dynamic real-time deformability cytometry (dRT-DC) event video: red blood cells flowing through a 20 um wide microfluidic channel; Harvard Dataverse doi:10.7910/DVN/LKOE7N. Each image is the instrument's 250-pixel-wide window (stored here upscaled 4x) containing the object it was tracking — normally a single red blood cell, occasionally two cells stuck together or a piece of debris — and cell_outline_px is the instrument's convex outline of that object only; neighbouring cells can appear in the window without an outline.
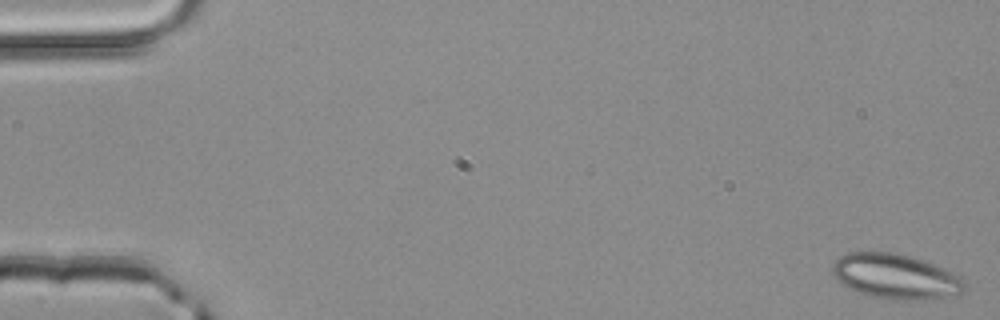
{"species": "common noctule bat (a hibernating species)", "species_latin": "Nyctalus noctula", "temperature_condition": "room temperature", "stored_images_in_passage": 3, "camera_frame_rate_fps": 3000, "um_per_image_px": 0.085, "animal": {"sex": "male", "body_mass_g": 20.4}, "frame": {"image": 1, "passage_image": 1, "time_ms": 0.0, "image_size_px": [1000, 320], "cell_outline_px": [[964, 288], [956, 296], [944, 300], [872, 296], [840, 284], [832, 272], [832, 264], [840, 256], [848, 252], [892, 252], [924, 260], [944, 268], [960, 276], [964, 280]], "centroid_in_image_um": [76.16, 23.48], "position_along_channel_um": 8.8, "area_um2": 34.22}}